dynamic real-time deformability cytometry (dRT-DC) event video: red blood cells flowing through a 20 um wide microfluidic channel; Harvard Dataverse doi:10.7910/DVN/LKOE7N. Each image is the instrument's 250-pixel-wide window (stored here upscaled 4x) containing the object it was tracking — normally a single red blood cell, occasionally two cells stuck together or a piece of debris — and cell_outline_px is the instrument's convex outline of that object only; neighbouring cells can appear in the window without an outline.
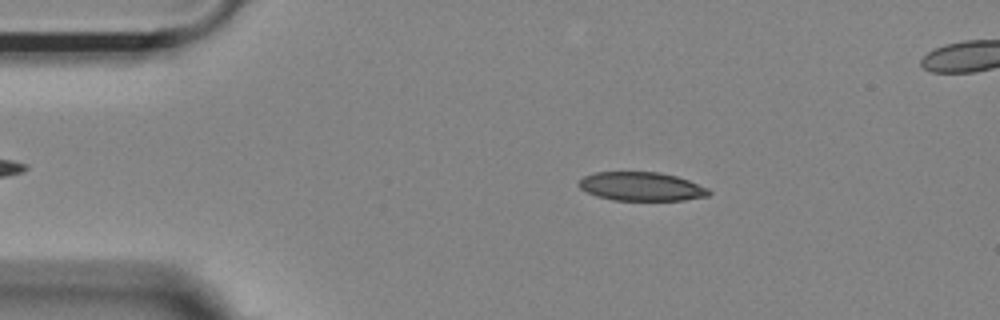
{"species": "Egyptian fruit bat (a non-hibernating species)", "species_latin": "Rousettus aegyptiacus", "temperature_condition": "room temperature", "stored_images_in_passage": 46, "camera_frame_rate_fps": 3000, "um_per_image_px": 0.085, "animal": {"sex": "female"}, "frame": {"image": 1, "passage_image": 9, "time_ms": 2.667, "image_size_px": [1000, 320], "cell_outline_px": [[712, 192], [708, 196], [684, 200], [612, 200], [596, 196], [580, 188], [576, 184], [584, 176], [596, 172], [660, 172], [676, 176], [688, 180], [708, 188]], "centroid_in_image_um": [54.51, 15.85], "position_along_channel_um": 30.5, "area_um2": 21.79}}
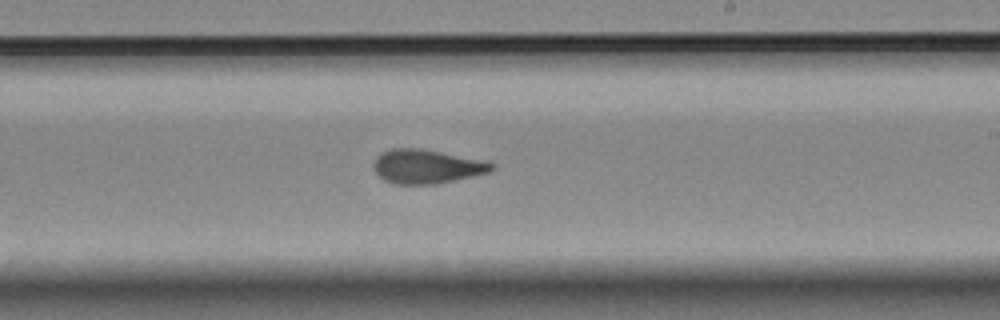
{"frame": {"image": 2, "passage_image": 31, "time_ms": 10.0, "image_size_px": [1000, 320], "cell_outline_px": [[496, 168], [488, 172], [472, 176], [436, 184], [396, 184], [384, 180], [372, 168], [372, 164], [376, 156], [380, 152], [392, 148], [420, 148], [480, 160], [496, 164]], "centroid_in_image_um": [36.21, 14.15], "position_along_channel_um": 252.8, "area_um2": 23.29}}
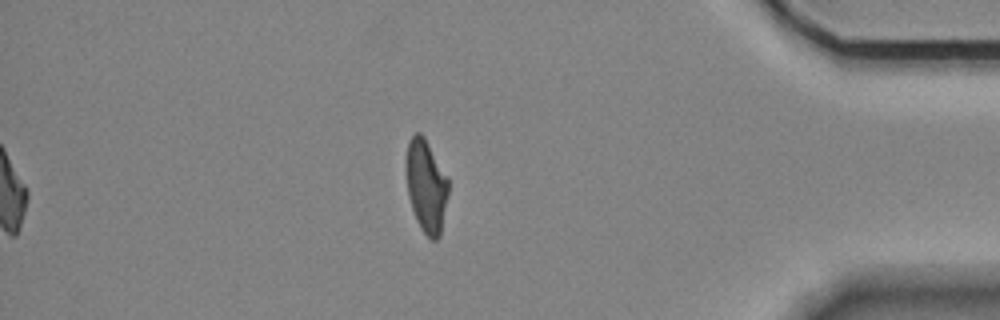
{"frame": {"image": 3, "passage_image": 46, "time_ms": 15.0, "image_size_px": [1000, 320], "cell_outline_px": [[448, 192], [440, 236], [436, 240], [432, 240], [420, 228], [416, 220], [408, 196], [404, 172], [404, 160], [408, 140], [416, 132], [420, 132], [424, 136], [448, 176]], "centroid_in_image_um": [36.19, 15.75], "position_along_channel_um": 399.0, "area_um2": 23.35}, "authors_computed_cell_mechanics": {"area_um2": 23.1778, "velocity_mm_per_s": 3.6406, "shape_relaxation_time_tau1_ms": 8.921, "shape_relaxation_time_tau2_ms": 1.7917, "deformation_change_tau1": 0.2152, "deformation_change_tau2": 0.0843}}